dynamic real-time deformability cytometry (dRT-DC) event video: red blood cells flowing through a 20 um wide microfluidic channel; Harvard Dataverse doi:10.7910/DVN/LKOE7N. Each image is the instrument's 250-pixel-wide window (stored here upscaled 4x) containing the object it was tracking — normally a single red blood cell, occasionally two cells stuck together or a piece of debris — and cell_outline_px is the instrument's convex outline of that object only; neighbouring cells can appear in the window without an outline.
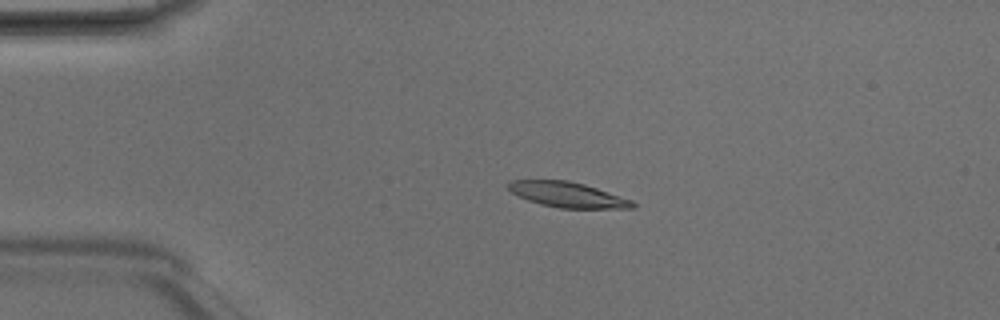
{"species": "Egyptian fruit bat (a non-hibernating species)", "species_latin": "Rousettus aegyptiacus", "temperature_condition": "room temperature", "stored_images_in_passage": 5, "camera_frame_rate_fps": 3000, "um_per_image_px": 0.085, "animal": {"sex": "male"}, "frame": {"image": 1, "passage_image": 4, "time_ms": 1.0, "image_size_px": [1000, 320], "cell_outline_px": [[636, 208], [560, 208], [540, 204], [528, 200], [512, 192], [508, 188], [508, 184], [512, 180], [568, 180], [584, 184], [632, 200], [636, 204]], "centroid_in_image_um": [48.26, 16.55], "position_along_channel_um": 36.7, "area_um2": 18.09}}